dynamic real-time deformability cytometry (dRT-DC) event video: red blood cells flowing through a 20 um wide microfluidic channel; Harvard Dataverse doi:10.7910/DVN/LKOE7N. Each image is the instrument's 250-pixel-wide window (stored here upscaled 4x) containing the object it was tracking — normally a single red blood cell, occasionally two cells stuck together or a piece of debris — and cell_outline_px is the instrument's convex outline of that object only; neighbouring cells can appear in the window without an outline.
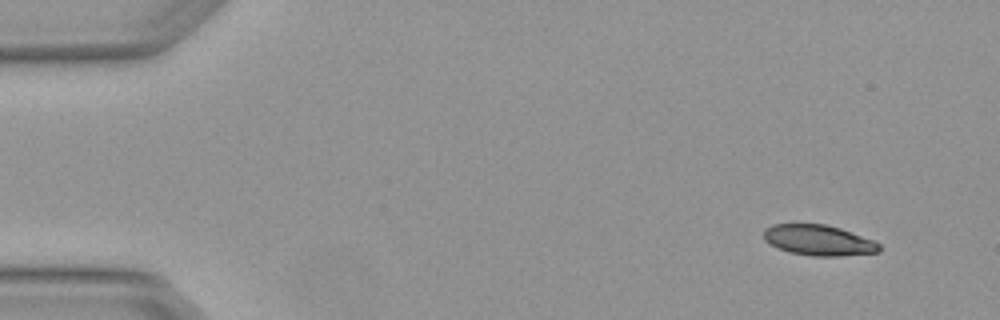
{"species": "Egyptian fruit bat (a non-hibernating species)", "species_latin": "Rousettus aegyptiacus", "temperature_condition": "warm", "stored_images_in_passage": 3, "camera_frame_rate_fps": 3000, "um_per_image_px": 0.085, "animal": {"sex": "female"}, "frame": {"image": 1, "passage_image": 1, "time_ms": 0.0, "image_size_px": [1000, 320], "cell_outline_px": [[880, 252], [840, 256], [812, 256], [788, 252], [776, 248], [764, 240], [764, 228], [772, 224], [828, 224], [840, 228], [872, 240], [880, 244]], "centroid_in_image_um": [69.54, 20.42], "position_along_channel_um": 15.5, "area_um2": 20.69}}
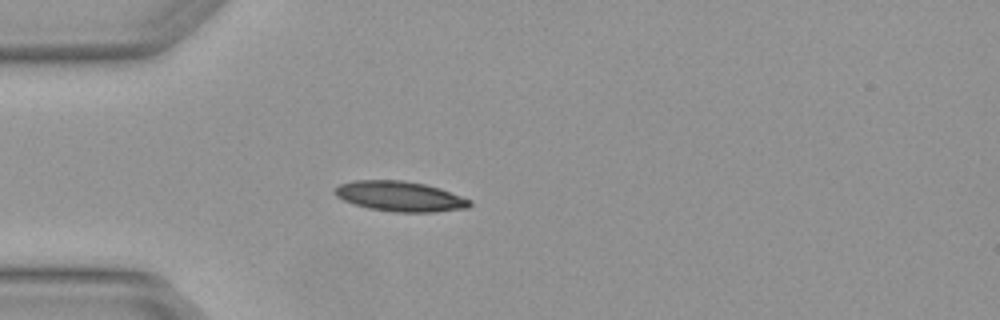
{"frame": {"image": 2, "passage_image": 3, "time_ms": 0.667, "image_size_px": [1000, 320], "cell_outline_px": [[472, 204], [468, 208], [436, 212], [396, 212], [368, 208], [344, 200], [336, 196], [332, 192], [340, 184], [356, 180], [404, 180], [424, 184], [440, 188], [472, 200]], "centroid_in_image_um": [34.03, 16.69], "position_along_channel_um": 51.0, "area_um2": 23.7}}